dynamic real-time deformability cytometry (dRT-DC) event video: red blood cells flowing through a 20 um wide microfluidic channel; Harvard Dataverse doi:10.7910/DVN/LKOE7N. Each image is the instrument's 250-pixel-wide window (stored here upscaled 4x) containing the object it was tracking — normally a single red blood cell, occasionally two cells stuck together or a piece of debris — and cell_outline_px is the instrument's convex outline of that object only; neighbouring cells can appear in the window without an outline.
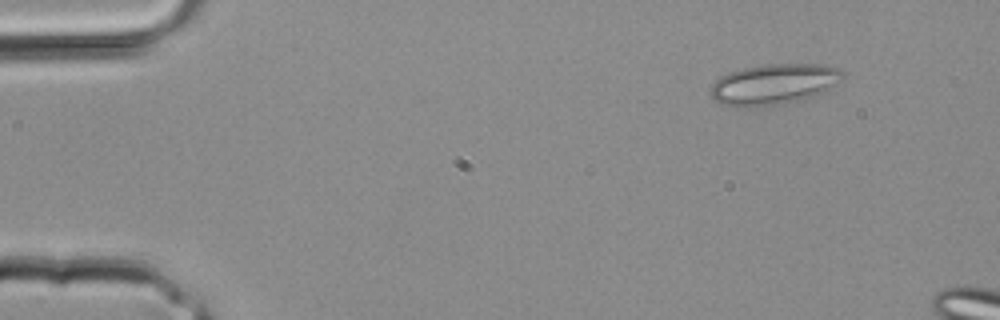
{"species": "common noctule bat (a hibernating species)", "species_latin": "Nyctalus noctula", "temperature_condition": "room temperature", "stored_images_in_passage": 2, "camera_frame_rate_fps": 3000, "um_per_image_px": 0.085, "animal": {"sex": "male", "body_mass_g": 20.4}, "frame": {"image": 1, "passage_image": 1, "time_ms": 0.0, "image_size_px": [1000, 320], "cell_outline_px": [[844, 76], [840, 80], [824, 92], [816, 96], [804, 100], [764, 108], [748, 108], [720, 104], [712, 96], [712, 84], [720, 76], [728, 72], [744, 68], [764, 64], [820, 64], [836, 68], [844, 72]], "centroid_in_image_um": [65.78, 7.19], "position_along_channel_um": 19.2, "area_um2": 31.79}}